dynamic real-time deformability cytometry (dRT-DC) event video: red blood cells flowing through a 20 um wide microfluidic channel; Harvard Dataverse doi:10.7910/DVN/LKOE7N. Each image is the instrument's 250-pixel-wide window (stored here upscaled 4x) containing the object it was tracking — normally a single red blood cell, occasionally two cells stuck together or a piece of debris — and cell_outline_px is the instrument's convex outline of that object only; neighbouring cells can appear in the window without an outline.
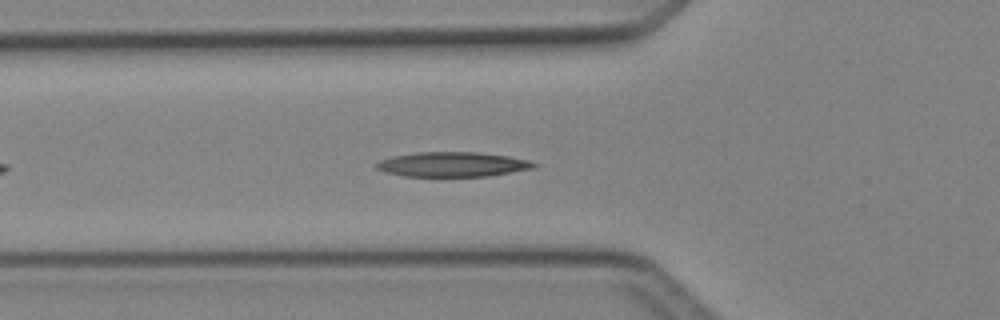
{"species": "Egyptian fruit bat (a non-hibernating species)", "species_latin": "Rousettus aegyptiacus", "temperature_condition": "cold", "stored_images_in_passage": 36, "camera_frame_rate_fps": 3000, "um_per_image_px": 0.085, "animal": {"sex": "female"}, "frame": {"image": 1, "passage_image": 4, "time_ms": 1.0, "image_size_px": [1000, 320], "cell_outline_px": [[536, 168], [488, 176], [404, 176], [384, 172], [376, 168], [372, 164], [380, 160], [392, 156], [416, 152], [476, 152], [508, 156], [532, 160], [536, 164]], "centroid_in_image_um": [38.45, 13.97], "position_along_channel_um": 87.4, "area_um2": 22.89}}
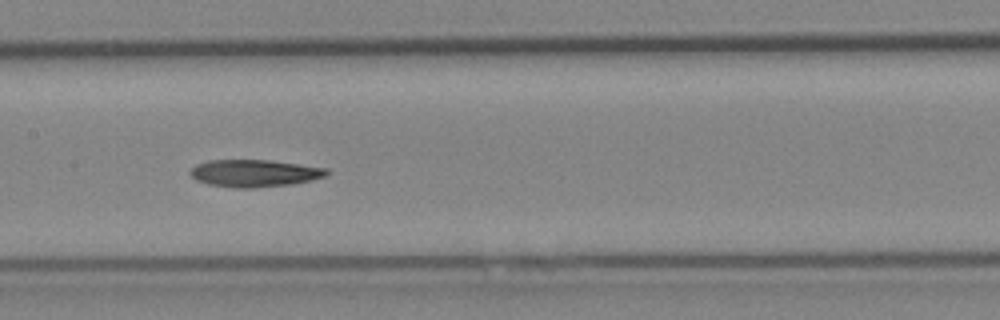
{"frame": {"image": 2, "passage_image": 11, "time_ms": 3.333, "image_size_px": [1000, 320], "cell_outline_px": [[328, 176], [312, 180], [292, 184], [252, 188], [236, 188], [208, 184], [196, 180], [188, 172], [196, 164], [208, 160], [268, 160], [300, 164], [328, 168]], "centroid_in_image_um": [21.64, 14.72], "position_along_channel_um": 185.8, "area_um2": 21.79}}
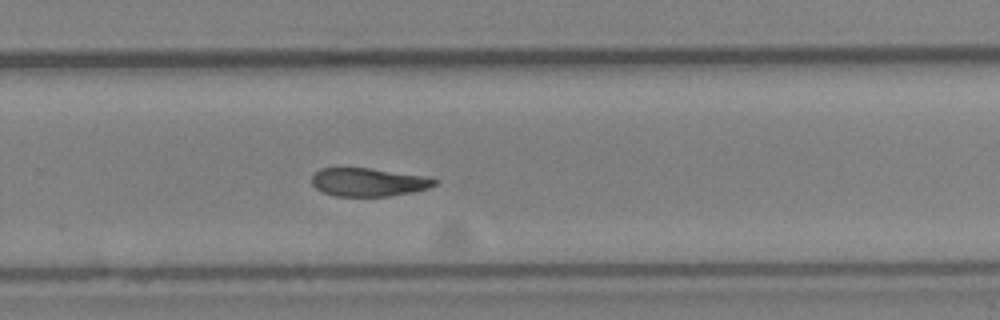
{"frame": {"image": 3, "passage_image": 19, "time_ms": 6.0, "image_size_px": [1000, 320], "cell_outline_px": [[440, 180], [436, 184], [428, 188], [412, 192], [388, 196], [336, 196], [324, 192], [316, 188], [312, 184], [312, 176], [320, 168], [368, 168], [420, 176]], "centroid_in_image_um": [31.29, 15.49], "position_along_channel_um": 298.5, "area_um2": 19.88}, "authors_computed_cell_mechanics": {"area_um2": 21.386, "velocity_mm_per_s": 4.2317, "shape_relaxation_time_tau1_ms": 9.7755, "shape_relaxation_time_tau2_ms": null, "deformation_change_tau1": 0.2695, "deformation_change_tau2": null}}